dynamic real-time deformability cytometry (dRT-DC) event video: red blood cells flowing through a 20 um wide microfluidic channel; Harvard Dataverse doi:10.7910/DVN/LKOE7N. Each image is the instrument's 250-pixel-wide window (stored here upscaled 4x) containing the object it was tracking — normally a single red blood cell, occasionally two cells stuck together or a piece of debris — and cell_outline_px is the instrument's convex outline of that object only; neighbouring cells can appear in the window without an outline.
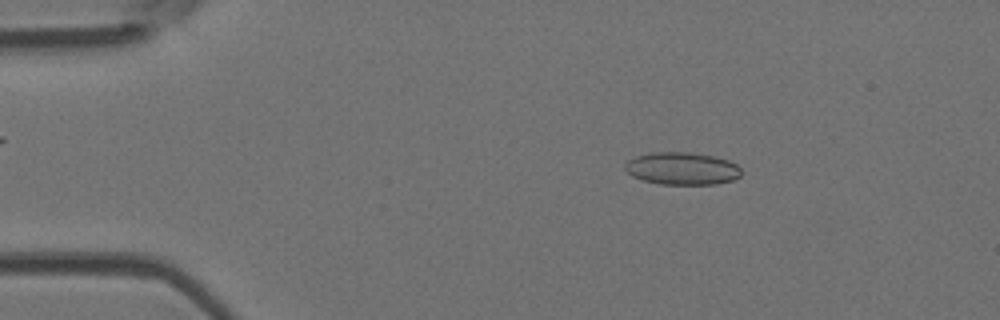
{"species": "Egyptian fruit bat (a non-hibernating species)", "species_latin": "Rousettus aegyptiacus", "temperature_condition": "room temperature", "stored_images_in_passage": 30, "camera_frame_rate_fps": 3000, "um_per_image_px": 0.085, "animal": {"sex": "female"}, "frame": {"image": 1, "passage_image": 8, "time_ms": 2.333, "image_size_px": [1000, 320], "cell_outline_px": [[740, 176], [732, 180], [716, 184], [660, 184], [644, 180], [632, 176], [624, 168], [624, 164], [628, 160], [636, 156], [648, 152], [688, 152], [712, 156], [728, 160], [736, 164], [740, 168]], "centroid_in_image_um": [57.95, 14.32], "position_along_channel_um": 27.1, "area_um2": 21.96}}
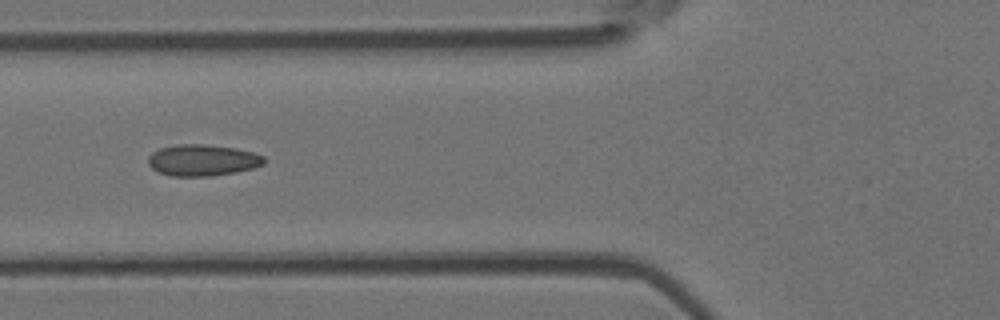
{"frame": {"image": 2, "passage_image": 19, "time_ms": 6.0, "image_size_px": [1000, 320], "cell_outline_px": [[264, 164], [252, 168], [236, 172], [212, 176], [172, 176], [156, 172], [148, 164], [148, 156], [152, 152], [160, 148], [176, 144], [204, 144], [236, 148], [252, 152], [264, 156]], "centroid_in_image_um": [17.18, 13.62], "position_along_channel_um": 108.6, "area_um2": 21.33}}
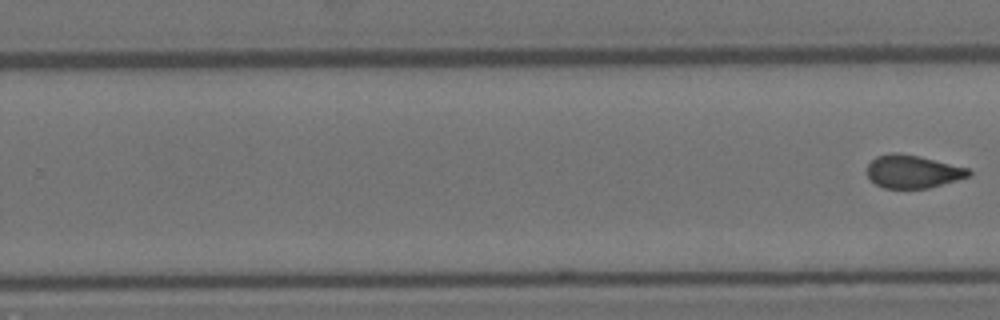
{"frame": {"image": 3, "passage_image": 30, "time_ms": 9.667, "image_size_px": [1000, 320], "cell_outline_px": [[972, 172], [968, 176], [956, 180], [928, 188], [884, 188], [876, 184], [868, 176], [868, 164], [876, 156], [892, 152], [896, 152], [920, 156], [968, 168]], "centroid_in_image_um": [77.57, 14.57], "position_along_channel_um": 252.2, "area_um2": 19.36}}